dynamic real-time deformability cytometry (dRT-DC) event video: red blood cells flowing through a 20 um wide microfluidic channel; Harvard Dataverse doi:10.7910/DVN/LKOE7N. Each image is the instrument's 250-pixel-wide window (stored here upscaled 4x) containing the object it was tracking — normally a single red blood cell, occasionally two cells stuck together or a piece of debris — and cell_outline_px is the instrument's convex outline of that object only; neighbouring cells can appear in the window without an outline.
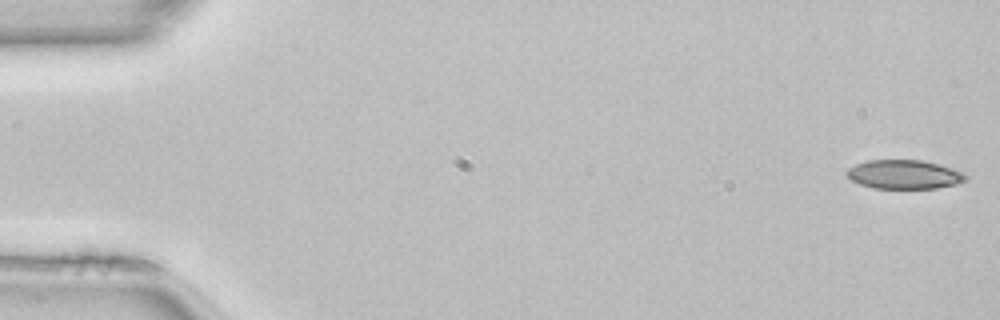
{"species": "common noctule bat (a hibernating species)", "species_latin": "Nyctalus noctula", "temperature_condition": "room temperature", "stored_images_in_passage": 50, "camera_frame_rate_fps": 3000, "um_per_image_px": 0.085, "animal": {"sex": "female", "body_mass_g": 22.7, "forearm_length_mm": 54.2}, "frame": {"image": 1, "passage_image": 1, "time_ms": 0.0, "image_size_px": [1000, 320], "cell_outline_px": [[968, 180], [956, 184], [936, 188], [872, 188], [860, 184], [852, 180], [844, 172], [848, 168], [856, 164], [868, 160], [924, 160], [940, 164], [964, 172], [968, 176]], "centroid_in_image_um": [76.88, 14.82], "position_along_channel_um": 8.1, "area_um2": 20.23}}
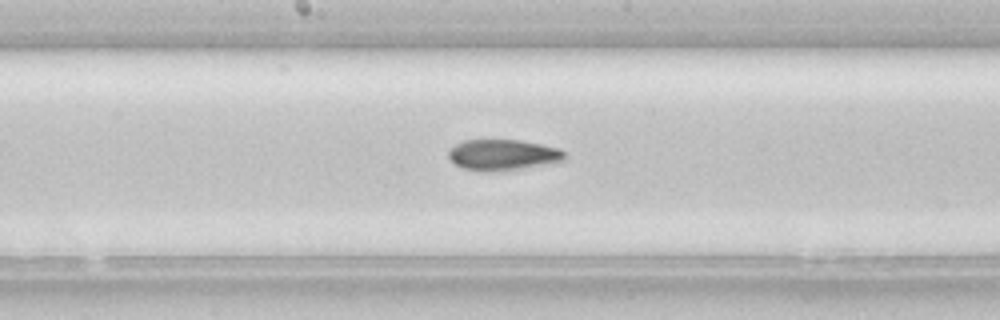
{"frame": {"image": 2, "passage_image": 26, "time_ms": 8.333, "image_size_px": [1000, 320], "cell_outline_px": [[564, 160], [520, 168], [464, 168], [456, 164], [448, 156], [448, 148], [464, 140], [520, 140], [560, 148], [564, 152]], "centroid_in_image_um": [42.74, 13.09], "position_along_channel_um": 205.5, "area_um2": 19.71}}
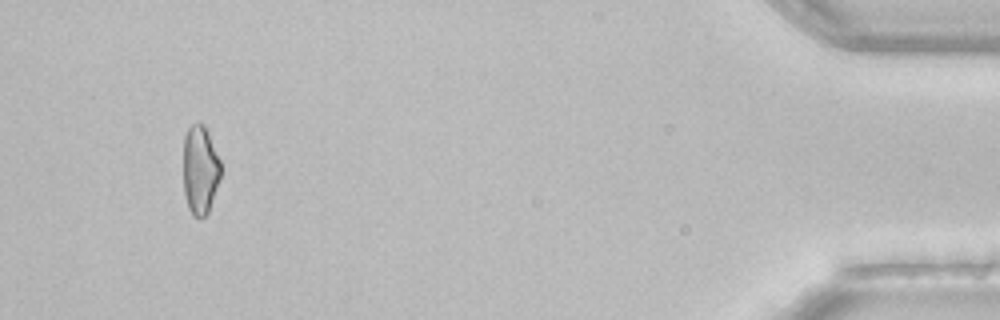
{"frame": {"image": 3, "passage_image": 47, "time_ms": 15.333, "image_size_px": [1000, 320], "cell_outline_px": [[220, 176], [208, 212], [204, 216], [192, 216], [188, 208], [184, 196], [184, 136], [188, 128], [192, 124], [204, 124], [220, 160]], "centroid_in_image_um": [16.99, 14.44], "position_along_channel_um": 418.2, "area_um2": 19.07}, "authors_computed_cell_mechanics": {"area_um2": 20.4901, "velocity_mm_per_s": 4.1219, "shape_relaxation_time_tau1_ms": null, "shape_relaxation_time_tau2_ms": 5.5288, "deformation_change_tau1": null, "deformation_change_tau2": 0.1319}}